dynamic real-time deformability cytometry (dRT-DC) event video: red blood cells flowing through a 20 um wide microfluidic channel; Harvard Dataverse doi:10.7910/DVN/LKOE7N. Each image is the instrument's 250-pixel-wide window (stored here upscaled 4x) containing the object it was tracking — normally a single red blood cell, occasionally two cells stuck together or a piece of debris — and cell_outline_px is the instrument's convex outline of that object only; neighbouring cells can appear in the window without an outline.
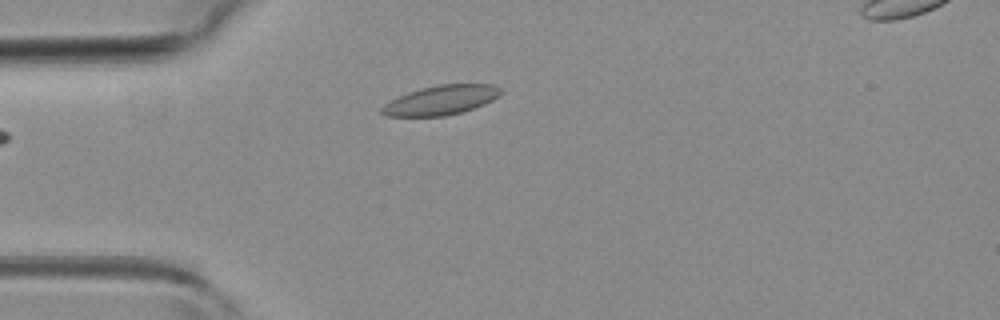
{"species": "common noctule bat (a hibernating species)", "species_latin": "Nyctalus noctula", "temperature_condition": "room temperature", "stored_images_in_passage": 6, "camera_frame_rate_fps": 3000, "um_per_image_px": 0.085, "animal": {"sex": "female", "body_mass_g": 19.3, "forearm_length_mm": 54.1}, "frame": {"image": 1, "passage_image": 6, "time_ms": 6.667, "image_size_px": [1000, 320], "cell_outline_px": [[504, 92], [500, 96], [484, 104], [464, 112], [444, 116], [384, 116], [380, 112], [380, 108], [384, 104], [408, 92], [420, 88], [440, 84], [492, 84], [500, 88]], "centroid_in_image_um": [37.51, 8.51], "position_along_channel_um": 47.5, "area_um2": 20.52}}